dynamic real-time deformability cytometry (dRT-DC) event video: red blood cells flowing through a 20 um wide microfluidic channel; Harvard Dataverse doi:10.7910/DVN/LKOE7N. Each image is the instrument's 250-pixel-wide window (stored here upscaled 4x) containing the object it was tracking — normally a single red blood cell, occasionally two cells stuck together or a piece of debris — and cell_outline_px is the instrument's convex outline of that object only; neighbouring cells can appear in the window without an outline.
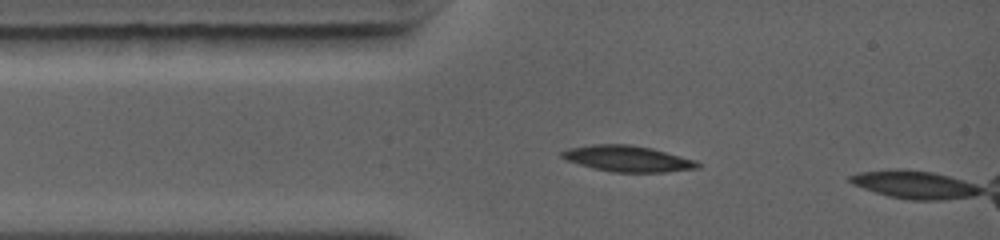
{"species": "common noctule bat (a hibernating species)", "species_latin": "Nyctalus noctula", "temperature_condition": "warm", "stored_images_in_passage": 12, "camera_frame_rate_fps": 5000, "um_per_image_px": 0.085, "animal": {"sex": "female", "body_mass_g": 19.0, "forearm_length_mm": 56.7}, "frame": {"image": 1, "passage_image": 9, "time_ms": 1.6, "image_size_px": [1000, 240], "cell_outline_px": [[700, 168], [664, 172], [612, 172], [592, 168], [568, 160], [560, 156], [560, 152], [568, 148], [592, 144], [628, 144], [652, 148], [696, 160], [700, 164]], "centroid_in_image_um": [53.35, 13.48], "position_along_channel_um": 31.6, "area_um2": 20.58}}